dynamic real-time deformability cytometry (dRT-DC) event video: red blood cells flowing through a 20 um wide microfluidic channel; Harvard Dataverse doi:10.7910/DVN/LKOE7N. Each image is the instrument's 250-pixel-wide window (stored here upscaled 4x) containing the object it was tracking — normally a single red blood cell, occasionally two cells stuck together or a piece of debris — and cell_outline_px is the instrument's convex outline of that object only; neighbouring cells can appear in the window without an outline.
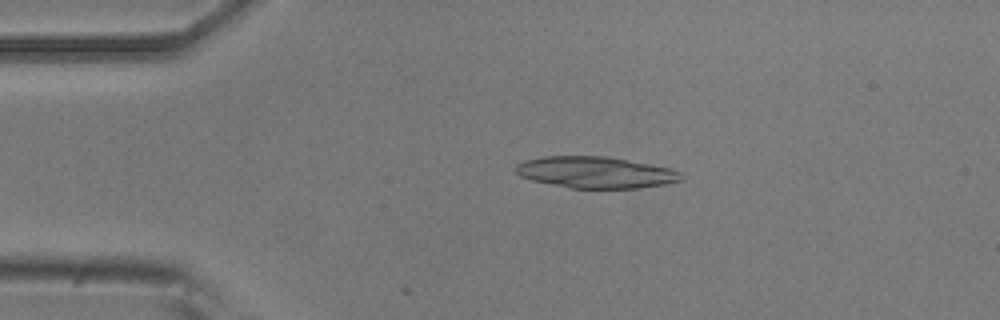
{"species": "common noctule bat (a hibernating species)", "species_latin": "Nyctalus noctula", "temperature_condition": "room temperature", "stored_images_in_passage": 12, "camera_frame_rate_fps": 3000, "um_per_image_px": 0.085, "animal": {"sex": "male", "body_mass_g": 20.5, "forearm_length_mm": 52.5}, "frame": {"image": 1, "passage_image": 10, "time_ms": 3.0, "image_size_px": [1000, 320], "cell_outline_px": [[684, 180], [664, 184], [636, 188], [572, 188], [532, 180], [520, 176], [516, 172], [516, 164], [524, 160], [544, 156], [604, 156], [672, 168], [684, 172]], "centroid_in_image_um": [50.67, 14.65], "position_along_channel_um": 34.3, "area_um2": 30.35}}